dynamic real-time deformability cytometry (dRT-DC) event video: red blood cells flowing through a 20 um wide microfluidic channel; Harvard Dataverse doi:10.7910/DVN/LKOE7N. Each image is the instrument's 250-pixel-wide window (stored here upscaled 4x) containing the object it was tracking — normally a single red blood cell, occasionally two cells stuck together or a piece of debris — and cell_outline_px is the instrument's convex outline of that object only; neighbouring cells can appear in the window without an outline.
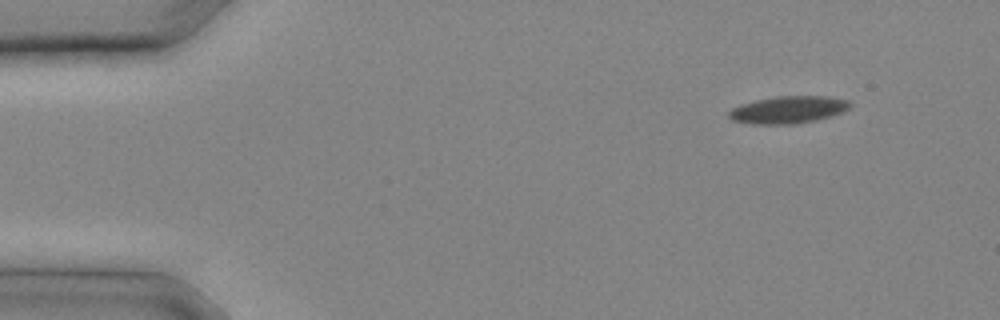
{"species": "common noctule bat (a hibernating species)", "species_latin": "Nyctalus noctula", "temperature_condition": "cold", "stored_images_in_passage": 6, "camera_frame_rate_fps": 3000, "um_per_image_px": 0.085, "animal": {"sex": "male", "body_mass_g": 20.4}, "frame": {"image": 1, "passage_image": 1, "time_ms": 0.0, "image_size_px": [1000, 320], "cell_outline_px": [[852, 104], [848, 108], [840, 112], [816, 120], [796, 124], [752, 124], [732, 120], [728, 116], [728, 112], [732, 108], [740, 104], [756, 100], [776, 96], [824, 96], [848, 100]], "centroid_in_image_um": [66.95, 9.33], "position_along_channel_um": 18.1, "area_um2": 19.13}}
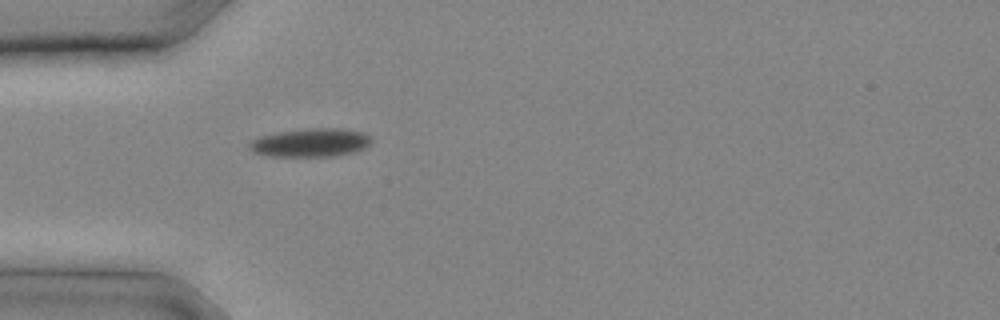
{"frame": {"image": 2, "passage_image": 6, "time_ms": 1.667, "image_size_px": [1000, 320], "cell_outline_px": [[372, 140], [364, 148], [352, 152], [332, 156], [268, 156], [252, 152], [248, 148], [248, 144], [252, 140], [260, 136], [276, 132], [308, 128], [340, 128], [364, 132]], "centroid_in_image_um": [26.35, 12.12], "position_along_channel_um": 58.7, "area_um2": 20.23}}